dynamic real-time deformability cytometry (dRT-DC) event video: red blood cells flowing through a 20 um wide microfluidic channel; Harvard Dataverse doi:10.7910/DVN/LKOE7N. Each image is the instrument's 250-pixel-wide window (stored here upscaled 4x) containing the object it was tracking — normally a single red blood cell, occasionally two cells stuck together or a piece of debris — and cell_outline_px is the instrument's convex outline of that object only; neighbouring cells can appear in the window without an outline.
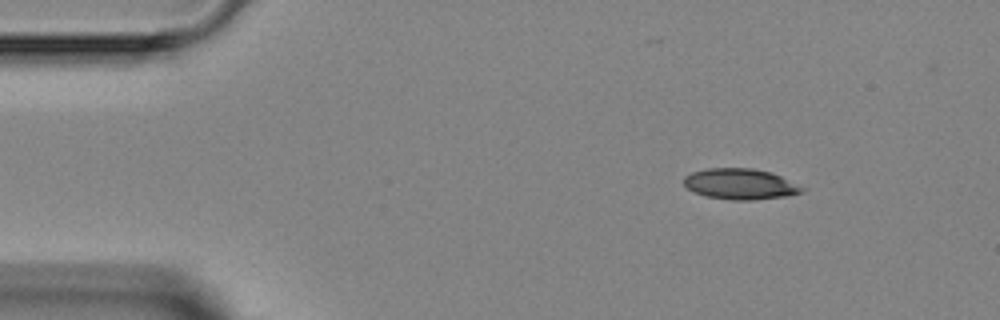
{"species": "Egyptian fruit bat (a non-hibernating species)", "species_latin": "Rousettus aegyptiacus", "temperature_condition": "room temperature", "stored_images_in_passage": 2, "camera_frame_rate_fps": 3000, "um_per_image_px": 0.085, "animal": {"sex": "female"}, "frame": {"image": 1, "passage_image": 1, "time_ms": 0.0, "image_size_px": [1000, 320], "cell_outline_px": [[808, 188], [804, 192], [788, 196], [752, 200], [732, 200], [708, 196], [696, 192], [688, 188], [684, 184], [684, 176], [692, 172], [708, 168], [752, 168], [772, 172]], "centroid_in_image_um": [63.0, 15.64], "position_along_channel_um": 22.0, "area_um2": 21.33}}